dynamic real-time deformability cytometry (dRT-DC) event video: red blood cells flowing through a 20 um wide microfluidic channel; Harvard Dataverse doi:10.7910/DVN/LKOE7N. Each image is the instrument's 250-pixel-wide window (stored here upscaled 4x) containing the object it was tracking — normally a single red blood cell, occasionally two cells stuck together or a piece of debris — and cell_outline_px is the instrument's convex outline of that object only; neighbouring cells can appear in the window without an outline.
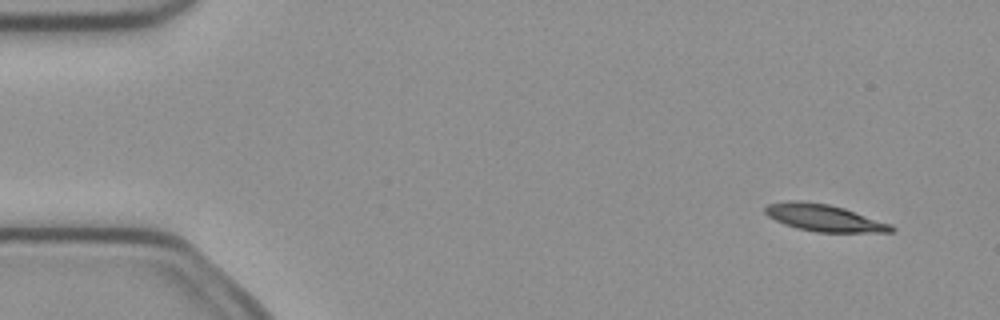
{"species": "common noctule bat (a hibernating species)", "species_latin": "Nyctalus noctula", "temperature_condition": "cold", "stored_images_in_passage": 4, "camera_frame_rate_fps": 3000, "um_per_image_px": 0.085, "animal": {"sex": "female", "body_mass_g": 21.9}, "frame": {"image": 1, "passage_image": 1, "time_ms": 0.0, "image_size_px": [1000, 320], "cell_outline_px": [[896, 232], [816, 232], [796, 228], [784, 224], [768, 216], [764, 212], [764, 208], [768, 204], [788, 200], [800, 200], [828, 204], [844, 208], [892, 224], [896, 228]], "centroid_in_image_um": [70.06, 18.51], "position_along_channel_um": 14.9, "area_um2": 19.94}}